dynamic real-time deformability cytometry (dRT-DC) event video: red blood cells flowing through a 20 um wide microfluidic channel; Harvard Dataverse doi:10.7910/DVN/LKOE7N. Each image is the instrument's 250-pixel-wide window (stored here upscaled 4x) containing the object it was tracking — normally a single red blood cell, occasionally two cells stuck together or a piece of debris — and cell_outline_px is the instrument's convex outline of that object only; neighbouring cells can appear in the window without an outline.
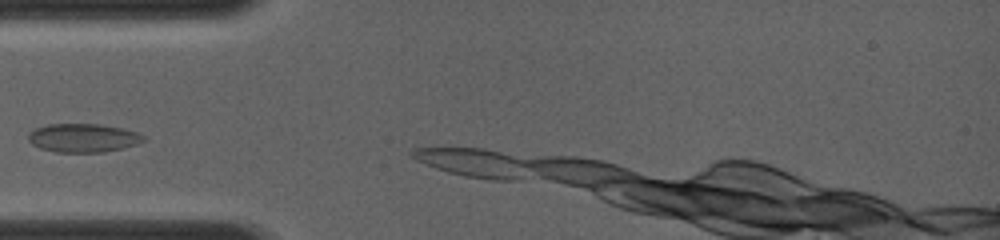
{"species": "common noctule bat (a hibernating species)", "species_latin": "Nyctalus noctula", "temperature_condition": "room temperature", "stored_images_in_passage": 4, "camera_frame_rate_fps": 4000, "um_per_image_px": 0.085, "animal": {"sex": "female", "body_mass_g": 19.0, "forearm_length_mm": 56.7}, "frame": {"image": 1, "passage_image": 3, "time_ms": 1.25, "image_size_px": [1000, 240], "cell_outline_px": [[144, 140], [136, 144], [104, 152], [56, 152], [40, 148], [32, 144], [28, 140], [28, 132], [36, 128], [48, 124], [100, 124], [124, 128], [136, 132], [144, 136]], "centroid_in_image_um": [7.03, 11.71], "position_along_channel_um": 78.0, "area_um2": 19.13}}